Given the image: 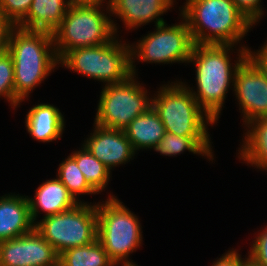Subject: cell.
<instances>
[{
    "instance_id": "cell-18",
    "label": "cell",
    "mask_w": 267,
    "mask_h": 266,
    "mask_svg": "<svg viewBox=\"0 0 267 266\" xmlns=\"http://www.w3.org/2000/svg\"><path fill=\"white\" fill-rule=\"evenodd\" d=\"M69 6L68 0H33L27 15L16 26L52 34L61 24Z\"/></svg>"
},
{
    "instance_id": "cell-13",
    "label": "cell",
    "mask_w": 267,
    "mask_h": 266,
    "mask_svg": "<svg viewBox=\"0 0 267 266\" xmlns=\"http://www.w3.org/2000/svg\"><path fill=\"white\" fill-rule=\"evenodd\" d=\"M94 127V132L84 140L83 145L110 171L133 160L136 153L124 130L105 128L95 123Z\"/></svg>"
},
{
    "instance_id": "cell-14",
    "label": "cell",
    "mask_w": 267,
    "mask_h": 266,
    "mask_svg": "<svg viewBox=\"0 0 267 266\" xmlns=\"http://www.w3.org/2000/svg\"><path fill=\"white\" fill-rule=\"evenodd\" d=\"M175 0H119L110 10L111 16L118 17L128 30L141 27L150 22L155 26L164 24L161 17L174 7Z\"/></svg>"
},
{
    "instance_id": "cell-26",
    "label": "cell",
    "mask_w": 267,
    "mask_h": 266,
    "mask_svg": "<svg viewBox=\"0 0 267 266\" xmlns=\"http://www.w3.org/2000/svg\"><path fill=\"white\" fill-rule=\"evenodd\" d=\"M33 0H0V13L16 26L28 13Z\"/></svg>"
},
{
    "instance_id": "cell-23",
    "label": "cell",
    "mask_w": 267,
    "mask_h": 266,
    "mask_svg": "<svg viewBox=\"0 0 267 266\" xmlns=\"http://www.w3.org/2000/svg\"><path fill=\"white\" fill-rule=\"evenodd\" d=\"M70 156L76 161L87 183L99 194L110 181L111 171L82 144L81 150L73 151Z\"/></svg>"
},
{
    "instance_id": "cell-22",
    "label": "cell",
    "mask_w": 267,
    "mask_h": 266,
    "mask_svg": "<svg viewBox=\"0 0 267 266\" xmlns=\"http://www.w3.org/2000/svg\"><path fill=\"white\" fill-rule=\"evenodd\" d=\"M58 266H115L98 239L59 254Z\"/></svg>"
},
{
    "instance_id": "cell-11",
    "label": "cell",
    "mask_w": 267,
    "mask_h": 266,
    "mask_svg": "<svg viewBox=\"0 0 267 266\" xmlns=\"http://www.w3.org/2000/svg\"><path fill=\"white\" fill-rule=\"evenodd\" d=\"M232 90L239 102L244 125L267 117V68L253 52L237 68Z\"/></svg>"
},
{
    "instance_id": "cell-34",
    "label": "cell",
    "mask_w": 267,
    "mask_h": 266,
    "mask_svg": "<svg viewBox=\"0 0 267 266\" xmlns=\"http://www.w3.org/2000/svg\"><path fill=\"white\" fill-rule=\"evenodd\" d=\"M133 260H131L130 262L127 263H122V266H138L137 264H135V262H132Z\"/></svg>"
},
{
    "instance_id": "cell-1",
    "label": "cell",
    "mask_w": 267,
    "mask_h": 266,
    "mask_svg": "<svg viewBox=\"0 0 267 266\" xmlns=\"http://www.w3.org/2000/svg\"><path fill=\"white\" fill-rule=\"evenodd\" d=\"M235 45L194 44L188 63L196 67V91L188 86L199 106L217 123L234 75L242 61L252 52L239 47L237 61L231 63L230 51ZM234 64V65H232ZM232 83V84H231Z\"/></svg>"
},
{
    "instance_id": "cell-24",
    "label": "cell",
    "mask_w": 267,
    "mask_h": 266,
    "mask_svg": "<svg viewBox=\"0 0 267 266\" xmlns=\"http://www.w3.org/2000/svg\"><path fill=\"white\" fill-rule=\"evenodd\" d=\"M57 178L66 186L70 194L79 203H84L79 199V195L98 194L85 180L76 161L69 155L67 159L59 164Z\"/></svg>"
},
{
    "instance_id": "cell-21",
    "label": "cell",
    "mask_w": 267,
    "mask_h": 266,
    "mask_svg": "<svg viewBox=\"0 0 267 266\" xmlns=\"http://www.w3.org/2000/svg\"><path fill=\"white\" fill-rule=\"evenodd\" d=\"M211 147V137L179 136L166 132L153 150L159 152L160 155L169 157L188 150L193 154H199L212 161L214 160V155Z\"/></svg>"
},
{
    "instance_id": "cell-28",
    "label": "cell",
    "mask_w": 267,
    "mask_h": 266,
    "mask_svg": "<svg viewBox=\"0 0 267 266\" xmlns=\"http://www.w3.org/2000/svg\"><path fill=\"white\" fill-rule=\"evenodd\" d=\"M262 0H233L237 8L249 19V21L254 25L259 23L264 11L262 5H260Z\"/></svg>"
},
{
    "instance_id": "cell-32",
    "label": "cell",
    "mask_w": 267,
    "mask_h": 266,
    "mask_svg": "<svg viewBox=\"0 0 267 266\" xmlns=\"http://www.w3.org/2000/svg\"><path fill=\"white\" fill-rule=\"evenodd\" d=\"M70 5H96L97 0H68Z\"/></svg>"
},
{
    "instance_id": "cell-17",
    "label": "cell",
    "mask_w": 267,
    "mask_h": 266,
    "mask_svg": "<svg viewBox=\"0 0 267 266\" xmlns=\"http://www.w3.org/2000/svg\"><path fill=\"white\" fill-rule=\"evenodd\" d=\"M26 130L39 142H52L62 137L65 119L53 104L38 103L29 109L25 118Z\"/></svg>"
},
{
    "instance_id": "cell-27",
    "label": "cell",
    "mask_w": 267,
    "mask_h": 266,
    "mask_svg": "<svg viewBox=\"0 0 267 266\" xmlns=\"http://www.w3.org/2000/svg\"><path fill=\"white\" fill-rule=\"evenodd\" d=\"M262 230L255 236L248 251V261L254 266H267V226Z\"/></svg>"
},
{
    "instance_id": "cell-20",
    "label": "cell",
    "mask_w": 267,
    "mask_h": 266,
    "mask_svg": "<svg viewBox=\"0 0 267 266\" xmlns=\"http://www.w3.org/2000/svg\"><path fill=\"white\" fill-rule=\"evenodd\" d=\"M243 144L238 158L260 170H267V117L254 119L246 124Z\"/></svg>"
},
{
    "instance_id": "cell-12",
    "label": "cell",
    "mask_w": 267,
    "mask_h": 266,
    "mask_svg": "<svg viewBox=\"0 0 267 266\" xmlns=\"http://www.w3.org/2000/svg\"><path fill=\"white\" fill-rule=\"evenodd\" d=\"M58 258L55 249L35 228L0 242L1 266H58Z\"/></svg>"
},
{
    "instance_id": "cell-25",
    "label": "cell",
    "mask_w": 267,
    "mask_h": 266,
    "mask_svg": "<svg viewBox=\"0 0 267 266\" xmlns=\"http://www.w3.org/2000/svg\"><path fill=\"white\" fill-rule=\"evenodd\" d=\"M6 99L12 108L20 107L14 94L13 58L8 51L0 54V97Z\"/></svg>"
},
{
    "instance_id": "cell-19",
    "label": "cell",
    "mask_w": 267,
    "mask_h": 266,
    "mask_svg": "<svg viewBox=\"0 0 267 266\" xmlns=\"http://www.w3.org/2000/svg\"><path fill=\"white\" fill-rule=\"evenodd\" d=\"M124 131L135 153L139 149H154L166 133L165 126L152 106L137 116Z\"/></svg>"
},
{
    "instance_id": "cell-7",
    "label": "cell",
    "mask_w": 267,
    "mask_h": 266,
    "mask_svg": "<svg viewBox=\"0 0 267 266\" xmlns=\"http://www.w3.org/2000/svg\"><path fill=\"white\" fill-rule=\"evenodd\" d=\"M124 42L115 36L106 44L68 51L59 64L104 85L121 82L131 75L130 43Z\"/></svg>"
},
{
    "instance_id": "cell-5",
    "label": "cell",
    "mask_w": 267,
    "mask_h": 266,
    "mask_svg": "<svg viewBox=\"0 0 267 266\" xmlns=\"http://www.w3.org/2000/svg\"><path fill=\"white\" fill-rule=\"evenodd\" d=\"M169 83L162 85L152 97V107L166 132L179 136L210 137L208 124L212 127L215 122L199 106L188 85L179 80Z\"/></svg>"
},
{
    "instance_id": "cell-2",
    "label": "cell",
    "mask_w": 267,
    "mask_h": 266,
    "mask_svg": "<svg viewBox=\"0 0 267 266\" xmlns=\"http://www.w3.org/2000/svg\"><path fill=\"white\" fill-rule=\"evenodd\" d=\"M7 51L13 58L15 98L21 104L59 65L53 35L14 26Z\"/></svg>"
},
{
    "instance_id": "cell-35",
    "label": "cell",
    "mask_w": 267,
    "mask_h": 266,
    "mask_svg": "<svg viewBox=\"0 0 267 266\" xmlns=\"http://www.w3.org/2000/svg\"><path fill=\"white\" fill-rule=\"evenodd\" d=\"M244 266H254L251 262L247 261Z\"/></svg>"
},
{
    "instance_id": "cell-6",
    "label": "cell",
    "mask_w": 267,
    "mask_h": 266,
    "mask_svg": "<svg viewBox=\"0 0 267 266\" xmlns=\"http://www.w3.org/2000/svg\"><path fill=\"white\" fill-rule=\"evenodd\" d=\"M126 207L112 194L108 195L105 203H96L97 239L115 266L130 262L128 257L140 248L143 241L140 220Z\"/></svg>"
},
{
    "instance_id": "cell-16",
    "label": "cell",
    "mask_w": 267,
    "mask_h": 266,
    "mask_svg": "<svg viewBox=\"0 0 267 266\" xmlns=\"http://www.w3.org/2000/svg\"><path fill=\"white\" fill-rule=\"evenodd\" d=\"M28 201L34 224L37 223L40 210L46 213L43 217H47L69 210L79 204L57 177L43 182L36 189L34 198L28 197Z\"/></svg>"
},
{
    "instance_id": "cell-3",
    "label": "cell",
    "mask_w": 267,
    "mask_h": 266,
    "mask_svg": "<svg viewBox=\"0 0 267 266\" xmlns=\"http://www.w3.org/2000/svg\"><path fill=\"white\" fill-rule=\"evenodd\" d=\"M184 3L180 17L186 20L194 44L237 45L254 27L233 0Z\"/></svg>"
},
{
    "instance_id": "cell-30",
    "label": "cell",
    "mask_w": 267,
    "mask_h": 266,
    "mask_svg": "<svg viewBox=\"0 0 267 266\" xmlns=\"http://www.w3.org/2000/svg\"><path fill=\"white\" fill-rule=\"evenodd\" d=\"M14 25L0 13V54L7 51L9 35Z\"/></svg>"
},
{
    "instance_id": "cell-33",
    "label": "cell",
    "mask_w": 267,
    "mask_h": 266,
    "mask_svg": "<svg viewBox=\"0 0 267 266\" xmlns=\"http://www.w3.org/2000/svg\"><path fill=\"white\" fill-rule=\"evenodd\" d=\"M118 1L119 0H97V5L104 7L103 4L107 2L106 8L111 10Z\"/></svg>"
},
{
    "instance_id": "cell-29",
    "label": "cell",
    "mask_w": 267,
    "mask_h": 266,
    "mask_svg": "<svg viewBox=\"0 0 267 266\" xmlns=\"http://www.w3.org/2000/svg\"><path fill=\"white\" fill-rule=\"evenodd\" d=\"M236 249L228 250L218 260H215L212 266H244L248 261V258H242L239 251Z\"/></svg>"
},
{
    "instance_id": "cell-8",
    "label": "cell",
    "mask_w": 267,
    "mask_h": 266,
    "mask_svg": "<svg viewBox=\"0 0 267 266\" xmlns=\"http://www.w3.org/2000/svg\"><path fill=\"white\" fill-rule=\"evenodd\" d=\"M35 229L59 255L67 249L88 245L97 240L96 202L79 203L64 212L42 217Z\"/></svg>"
},
{
    "instance_id": "cell-15",
    "label": "cell",
    "mask_w": 267,
    "mask_h": 266,
    "mask_svg": "<svg viewBox=\"0 0 267 266\" xmlns=\"http://www.w3.org/2000/svg\"><path fill=\"white\" fill-rule=\"evenodd\" d=\"M34 228L28 196L11 193L0 197V242L22 236Z\"/></svg>"
},
{
    "instance_id": "cell-4",
    "label": "cell",
    "mask_w": 267,
    "mask_h": 266,
    "mask_svg": "<svg viewBox=\"0 0 267 266\" xmlns=\"http://www.w3.org/2000/svg\"><path fill=\"white\" fill-rule=\"evenodd\" d=\"M103 9L97 4L69 6L61 24L52 33L58 60L68 51L106 44L118 36L110 9L105 8L107 12Z\"/></svg>"
},
{
    "instance_id": "cell-10",
    "label": "cell",
    "mask_w": 267,
    "mask_h": 266,
    "mask_svg": "<svg viewBox=\"0 0 267 266\" xmlns=\"http://www.w3.org/2000/svg\"><path fill=\"white\" fill-rule=\"evenodd\" d=\"M171 26L159 24L137 43L130 44L131 74H136L135 60L147 63H188L194 42L186 20ZM136 44V45H135Z\"/></svg>"
},
{
    "instance_id": "cell-31",
    "label": "cell",
    "mask_w": 267,
    "mask_h": 266,
    "mask_svg": "<svg viewBox=\"0 0 267 266\" xmlns=\"http://www.w3.org/2000/svg\"><path fill=\"white\" fill-rule=\"evenodd\" d=\"M267 68V40L257 51H252Z\"/></svg>"
},
{
    "instance_id": "cell-9",
    "label": "cell",
    "mask_w": 267,
    "mask_h": 266,
    "mask_svg": "<svg viewBox=\"0 0 267 266\" xmlns=\"http://www.w3.org/2000/svg\"><path fill=\"white\" fill-rule=\"evenodd\" d=\"M141 85L134 74L121 82L105 85L94 123L105 128L124 130L152 106L151 95Z\"/></svg>"
}]
</instances>
